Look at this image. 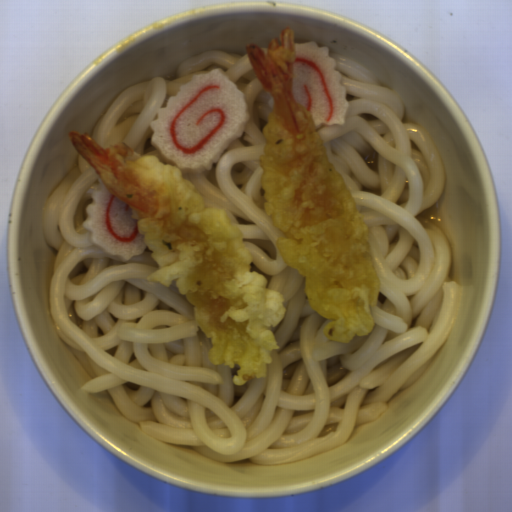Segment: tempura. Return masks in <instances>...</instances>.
<instances>
[{
	"instance_id": "1",
	"label": "tempura",
	"mask_w": 512,
	"mask_h": 512,
	"mask_svg": "<svg viewBox=\"0 0 512 512\" xmlns=\"http://www.w3.org/2000/svg\"><path fill=\"white\" fill-rule=\"evenodd\" d=\"M69 140L109 191L130 207L143 243L159 269L147 280L175 285L191 304L197 326L211 339L213 365L239 366L232 381L243 386L267 376L279 346L271 327L286 309L254 260L241 229L225 210L208 204L183 172L128 144L103 148L88 132Z\"/></svg>"
},
{
	"instance_id": "2",
	"label": "tempura",
	"mask_w": 512,
	"mask_h": 512,
	"mask_svg": "<svg viewBox=\"0 0 512 512\" xmlns=\"http://www.w3.org/2000/svg\"><path fill=\"white\" fill-rule=\"evenodd\" d=\"M295 44L287 27L267 52L253 43L245 48L274 102L260 156L263 209L282 233L280 258L304 278L311 308L329 320L324 336L349 343L372 331L381 280L354 196L330 162L311 111L294 97Z\"/></svg>"
}]
</instances>
